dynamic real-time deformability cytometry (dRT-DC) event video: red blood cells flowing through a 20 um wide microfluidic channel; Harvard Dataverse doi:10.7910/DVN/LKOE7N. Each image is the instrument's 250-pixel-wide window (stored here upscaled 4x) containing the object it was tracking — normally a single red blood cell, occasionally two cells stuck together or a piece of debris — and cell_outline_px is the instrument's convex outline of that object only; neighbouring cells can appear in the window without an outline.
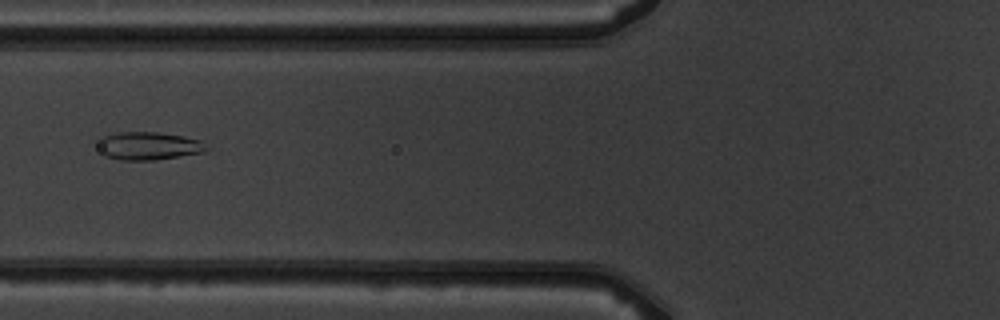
{"species": "common noctule bat (a hibernating species)", "species_latin": "Nyctalus noctula", "temperature_condition": "warm", "stored_images_in_passage": 7, "camera_frame_rate_fps": 3000, "um_per_image_px": 0.085, "animal": {"sex": "male", "body_mass_g": 19.5, "forearm_length_mm": 54.6}, "frame": {"image": 1, "passage_image": 7, "time_ms": 6.667, "image_size_px": [1000, 320], "cell_outline_px": [[208, 148], [204, 152], [156, 160], [120, 160], [104, 156], [96, 136], [120, 132], [156, 132], [184, 136], [200, 140]], "centroid_in_image_um": [12.59, 12.39], "position_along_channel_um": 113.2, "area_um2": 17.8}}